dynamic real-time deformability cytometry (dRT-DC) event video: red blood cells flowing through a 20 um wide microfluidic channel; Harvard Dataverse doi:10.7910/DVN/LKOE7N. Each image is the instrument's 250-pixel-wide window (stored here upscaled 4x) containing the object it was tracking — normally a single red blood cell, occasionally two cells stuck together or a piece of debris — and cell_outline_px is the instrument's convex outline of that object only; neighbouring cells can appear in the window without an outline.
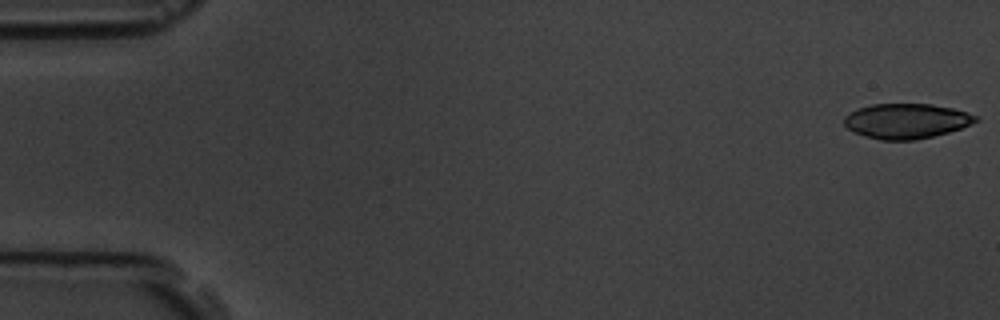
{"species": "common noctule bat (a hibernating species)", "species_latin": "Nyctalus noctula", "temperature_condition": "room temperature", "stored_images_in_passage": 56, "camera_frame_rate_fps": 3000, "um_per_image_px": 0.085, "animal": {"sex": "male", "body_mass_g": 19.5, "forearm_length_mm": 54.6}, "frame": {"image": 1, "passage_image": 1, "time_ms": 0.0, "image_size_px": [1000, 320], "cell_outline_px": [[980, 120], [960, 128], [948, 132], [916, 140], [880, 140], [864, 136], [852, 132], [844, 124], [844, 116], [860, 108], [872, 104], [932, 104], [952, 108], [980, 116]], "centroid_in_image_um": [77.05, 10.29], "position_along_channel_um": 8.0, "area_um2": 26.82}}
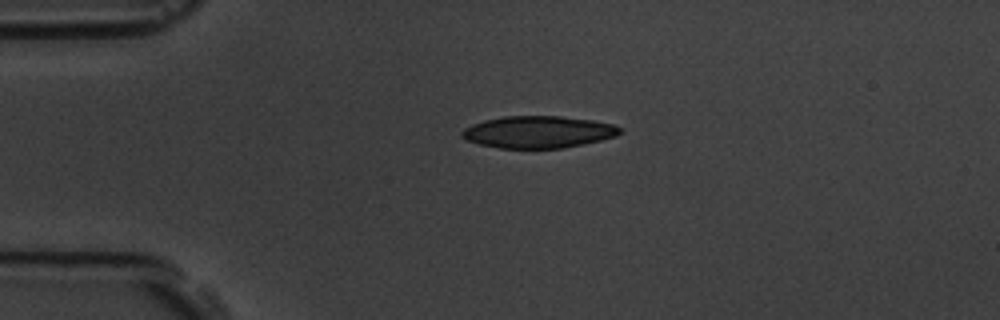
{"frame": {"image": 2, "passage_image": 13, "time_ms": 4.0, "image_size_px": [1000, 320], "cell_outline_px": [[620, 132], [616, 136], [584, 144], [564, 148], [500, 148], [480, 144], [464, 140], [460, 136], [460, 132], [464, 128], [472, 124], [484, 120], [504, 116], [560, 116], [592, 120], [612, 124], [620, 128]], "centroid_in_image_um": [45.7, 11.22], "position_along_channel_um": 39.3, "area_um2": 29.48}}
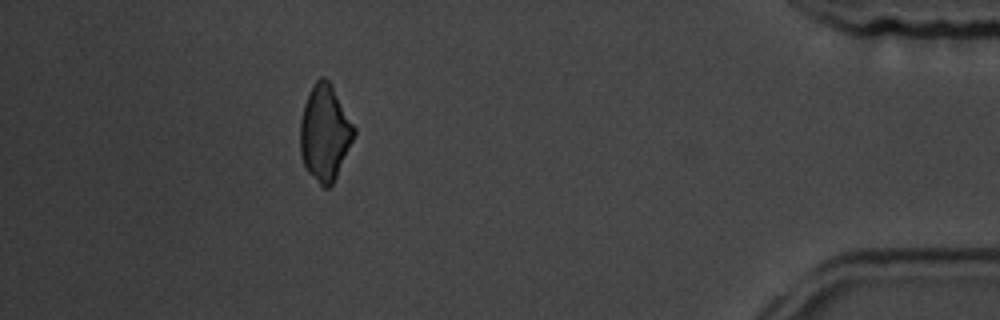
{"frame": {"image": 3, "passage_image": 50, "time_ms": 16.333, "image_size_px": [1000, 320], "cell_outline_px": [[356, 132], [336, 176], [332, 184], [328, 188], [324, 188], [308, 172], [304, 164], [300, 152], [300, 120], [304, 104], [308, 92], [316, 80], [320, 76], [324, 76], [332, 84], [356, 128]], "centroid_in_image_um": [27.6, 11.24], "position_along_channel_um": 407.6, "area_um2": 30.0}}